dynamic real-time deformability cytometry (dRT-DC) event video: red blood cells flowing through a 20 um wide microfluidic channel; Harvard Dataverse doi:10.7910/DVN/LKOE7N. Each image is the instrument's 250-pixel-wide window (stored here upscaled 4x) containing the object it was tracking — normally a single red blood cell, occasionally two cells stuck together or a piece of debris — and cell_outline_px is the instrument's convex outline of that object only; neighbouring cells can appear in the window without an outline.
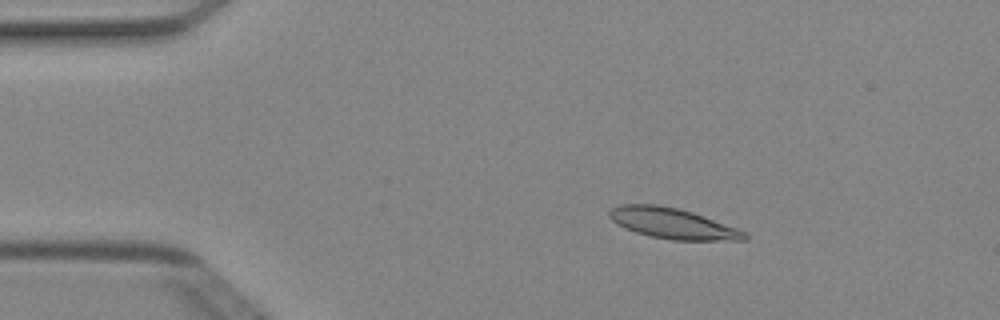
{"species": "Egyptian fruit bat (a non-hibernating species)", "species_latin": "Rousettus aegyptiacus", "temperature_condition": "cold", "stored_images_in_passage": 51, "camera_frame_rate_fps": 3000, "um_per_image_px": 0.085, "animal": {"sex": "female"}, "frame": {"image": 1, "passage_image": 9, "time_ms": 2.667, "image_size_px": [1000, 320], "cell_outline_px": [[748, 240], [672, 240], [652, 236], [636, 232], [616, 224], [608, 216], [608, 212], [612, 208], [620, 204], [656, 204], [680, 208], [692, 212], [736, 228], [744, 232], [748, 236]], "centroid_in_image_um": [57.14, 18.98], "position_along_channel_um": 27.9, "area_um2": 23.93}}
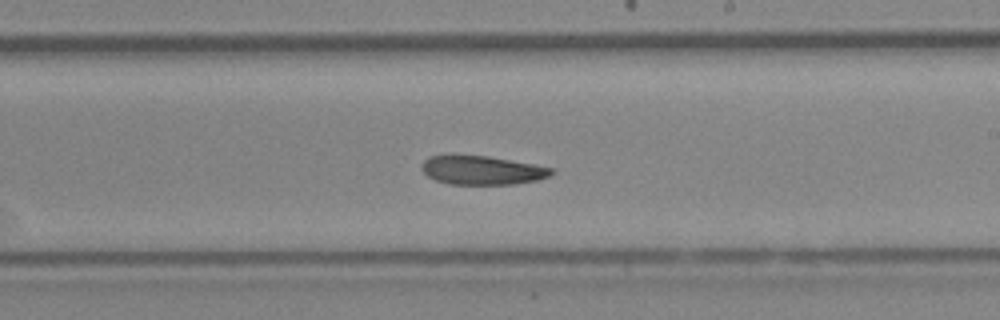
{"frame": {"image": 2, "passage_image": 30, "time_ms": 9.667, "image_size_px": [1000, 320], "cell_outline_px": [[556, 172], [548, 176], [536, 180], [512, 184], [448, 184], [436, 180], [428, 176], [420, 168], [420, 164], [428, 156], [488, 156], [532, 164], [552, 168]], "centroid_in_image_um": [40.95, 14.47], "position_along_channel_um": 248.1, "area_um2": 21.5}}
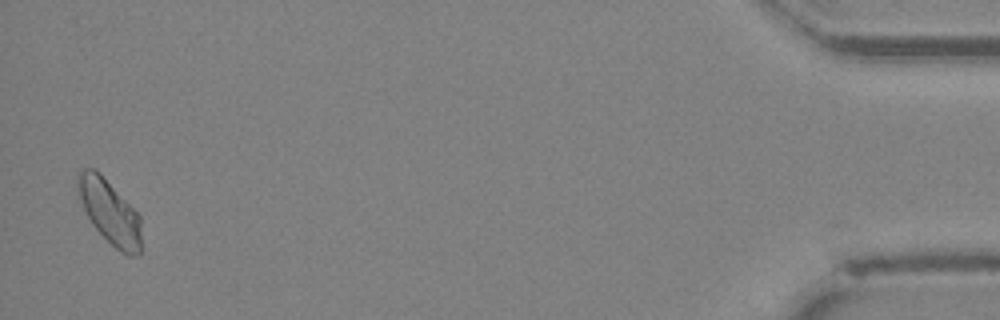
{"frame": {"image": 3, "passage_image": 50, "time_ms": 16.333, "image_size_px": [1000, 320], "cell_outline_px": [[140, 256], [128, 256], [120, 252], [92, 224], [76, 192], [76, 176], [84, 168], [96, 168], [100, 172], [140, 216]], "centroid_in_image_um": [9.29, 17.98], "position_along_channel_um": 425.9, "area_um2": 23.58}}